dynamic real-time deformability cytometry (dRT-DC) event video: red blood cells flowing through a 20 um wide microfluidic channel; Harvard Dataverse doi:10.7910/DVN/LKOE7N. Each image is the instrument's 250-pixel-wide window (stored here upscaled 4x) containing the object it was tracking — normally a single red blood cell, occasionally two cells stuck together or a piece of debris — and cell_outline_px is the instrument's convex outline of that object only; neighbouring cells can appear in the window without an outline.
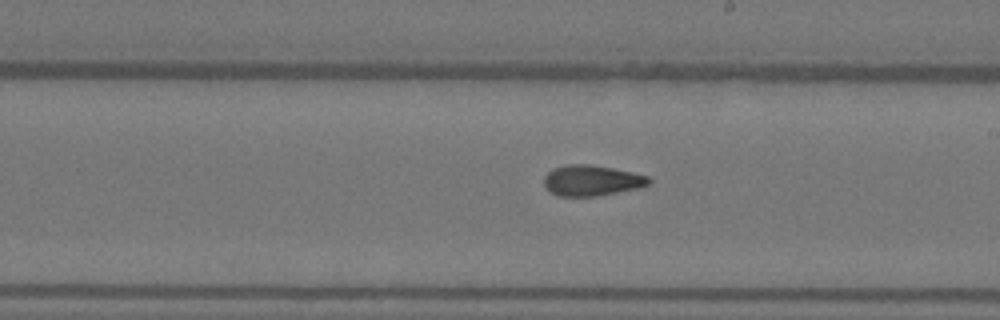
{"species": "Egyptian fruit bat (a non-hibernating species)", "species_latin": "Rousettus aegyptiacus", "temperature_condition": "warm", "stored_images_in_passage": 27, "camera_frame_rate_fps": 3000, "um_per_image_px": 0.085, "animal": {"sex": "female"}, "frame": {"image": 1, "passage_image": 16, "time_ms": 5.0, "image_size_px": [1000, 320], "cell_outline_px": [[652, 180], [648, 184], [636, 188], [596, 196], [560, 196], [544, 188], [544, 176], [552, 168], [568, 164], [588, 164], [612, 168], [632, 172], [648, 176]], "centroid_in_image_um": [50.25, 15.33], "position_along_channel_um": 238.7, "area_um2": 18.61}}
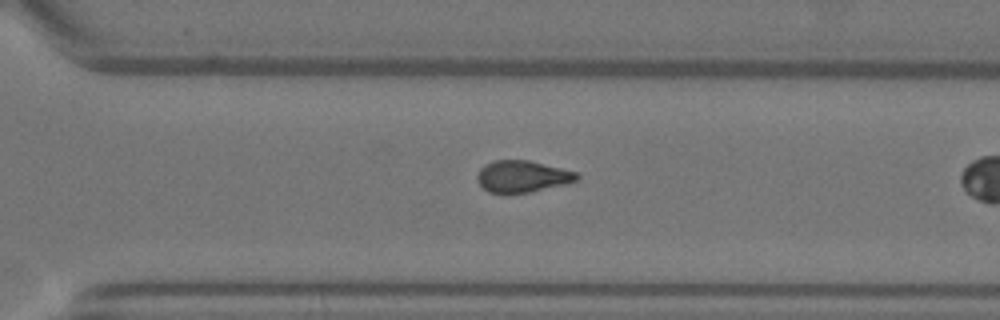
{"frame": {"image": 2, "passage_image": 23, "time_ms": 7.333, "image_size_px": [1000, 320], "cell_outline_px": [[580, 176], [576, 180], [568, 184], [528, 192], [488, 192], [476, 180], [476, 176], [480, 168], [484, 164], [496, 160], [528, 160], [576, 172]], "centroid_in_image_um": [44.38, 14.98], "position_along_channel_um": 326.2, "area_um2": 18.21}}